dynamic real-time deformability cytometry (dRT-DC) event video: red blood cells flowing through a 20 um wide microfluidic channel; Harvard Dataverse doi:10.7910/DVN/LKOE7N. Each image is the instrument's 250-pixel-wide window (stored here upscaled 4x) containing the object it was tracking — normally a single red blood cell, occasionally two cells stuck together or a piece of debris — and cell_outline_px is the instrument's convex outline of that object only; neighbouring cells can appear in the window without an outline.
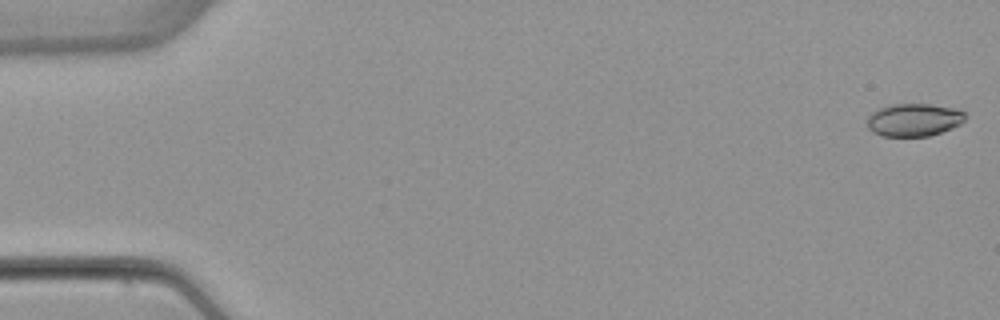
{"species": "common noctule bat (a hibernating species)", "species_latin": "Nyctalus noctula", "temperature_condition": "warm", "stored_images_in_passage": 16, "camera_frame_rate_fps": 3000, "um_per_image_px": 0.085, "animal": {"sex": "female", "body_mass_g": 22.7, "forearm_length_mm": 54.2}, "frame": {"image": 1, "passage_image": 1, "time_ms": 0.0, "image_size_px": [1000, 320], "cell_outline_px": [[964, 120], [960, 124], [952, 128], [928, 136], [880, 136], [872, 132], [868, 128], [868, 116], [876, 108], [892, 104], [932, 104], [956, 108], [964, 112]], "centroid_in_image_um": [77.65, 10.18], "position_along_channel_um": 7.3, "area_um2": 18.84}}
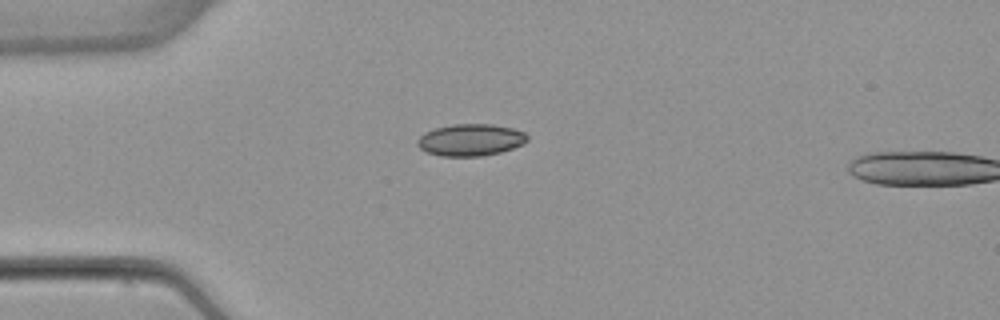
{"frame": {"image": 2, "passage_image": 14, "time_ms": 4.333, "image_size_px": [1000, 320], "cell_outline_px": [[528, 140], [524, 144], [500, 152], [480, 156], [440, 156], [428, 152], [420, 148], [416, 144], [416, 140], [424, 132], [436, 128], [452, 124], [492, 124], [512, 128], [524, 132], [528, 136]], "centroid_in_image_um": [39.99, 11.89], "position_along_channel_um": 45.0, "area_um2": 20.46}}